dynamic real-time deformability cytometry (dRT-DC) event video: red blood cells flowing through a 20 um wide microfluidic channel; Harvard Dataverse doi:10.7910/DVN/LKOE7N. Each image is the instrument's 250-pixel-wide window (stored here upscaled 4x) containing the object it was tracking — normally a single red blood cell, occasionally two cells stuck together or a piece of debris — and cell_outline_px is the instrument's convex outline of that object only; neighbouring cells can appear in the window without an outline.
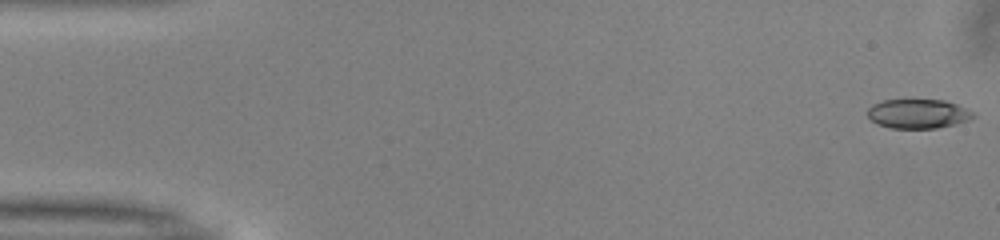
{"species": "common noctule bat (a hibernating species)", "species_latin": "Nyctalus noctula", "temperature_condition": "warm", "stored_images_in_passage": 52, "segment_of_instrument_passage": [1, 2], "camera_frame_rate_fps": 3000, "um_per_image_px": 0.085, "animal": {"sex": "male", "body_mass_g": 13.0, "forearm_length_mm": 53.1}, "frame": {"image": 1, "passage_image": 1, "time_ms": 0.0, "image_size_px": [1000, 240], "cell_outline_px": [[976, 116], [968, 120], [936, 128], [892, 128], [876, 124], [868, 116], [868, 108], [872, 104], [884, 100], [944, 100], [956, 104], [972, 112]], "centroid_in_image_um": [78.0, 9.67], "position_along_channel_um": 7.0, "area_um2": 17.8}}
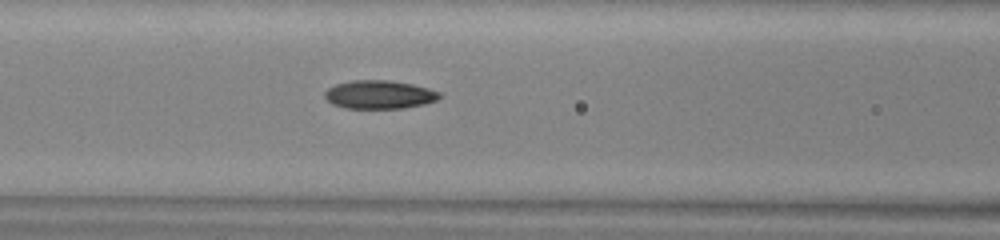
{"frame": {"image": 2, "passage_image": 21, "time_ms": 6.667, "image_size_px": [1000, 240], "cell_outline_px": [[440, 96], [436, 100], [424, 104], [404, 108], [344, 108], [332, 104], [324, 96], [324, 92], [328, 88], [336, 84], [352, 80], [388, 80], [412, 84], [428, 88], [440, 92]], "centroid_in_image_um": [32.22, 8.04], "position_along_channel_um": 134.4, "area_um2": 18.96}}
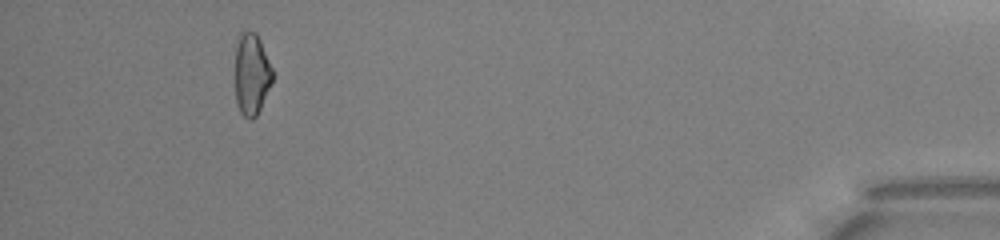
{"frame": {"image": 3, "passage_image": 47, "time_ms": 15.333, "image_size_px": [1000, 240], "cell_outline_px": [[272, 84], [256, 116], [252, 120], [248, 120], [240, 112], [236, 100], [236, 48], [240, 36], [244, 32], [256, 32], [260, 40], [272, 68]], "centroid_in_image_um": [21.4, 6.35], "position_along_channel_um": 413.8, "area_um2": 17.51}}